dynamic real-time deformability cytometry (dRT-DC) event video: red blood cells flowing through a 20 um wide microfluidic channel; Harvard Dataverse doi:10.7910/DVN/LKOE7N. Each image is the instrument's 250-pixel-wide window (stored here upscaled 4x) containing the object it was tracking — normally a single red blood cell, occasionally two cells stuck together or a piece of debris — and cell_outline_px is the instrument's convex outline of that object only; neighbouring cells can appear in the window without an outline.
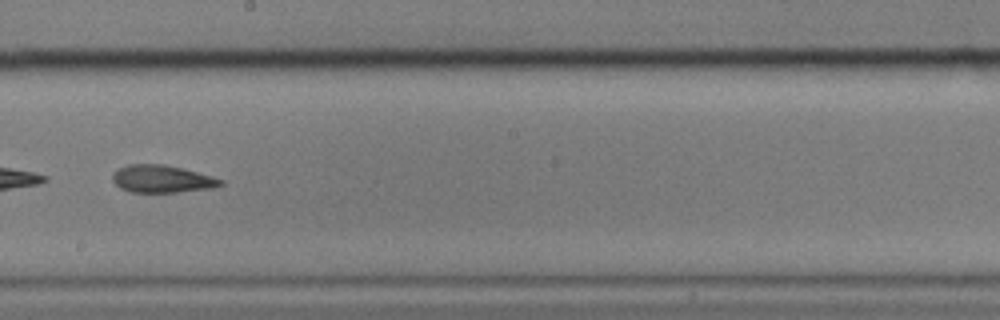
{"species": "common noctule bat (a hibernating species)", "species_latin": "Nyctalus noctula", "temperature_condition": "cold", "stored_images_in_passage": 54, "segment_of_instrument_passage": [2, 2], "camera_frame_rate_fps": 3000, "um_per_image_px": 0.085, "animal": {"sex": "male", "body_mass_g": 17.9}, "frame": {"image": 1, "passage_image": 31, "time_ms": 10.0, "image_size_px": [1000, 320], "cell_outline_px": [[224, 184], [212, 188], [176, 192], [128, 192], [120, 188], [112, 180], [112, 176], [120, 168], [128, 164], [164, 164], [212, 176], [224, 180]], "centroid_in_image_um": [13.77, 15.21], "position_along_channel_um": 234.4, "area_um2": 17.17}}